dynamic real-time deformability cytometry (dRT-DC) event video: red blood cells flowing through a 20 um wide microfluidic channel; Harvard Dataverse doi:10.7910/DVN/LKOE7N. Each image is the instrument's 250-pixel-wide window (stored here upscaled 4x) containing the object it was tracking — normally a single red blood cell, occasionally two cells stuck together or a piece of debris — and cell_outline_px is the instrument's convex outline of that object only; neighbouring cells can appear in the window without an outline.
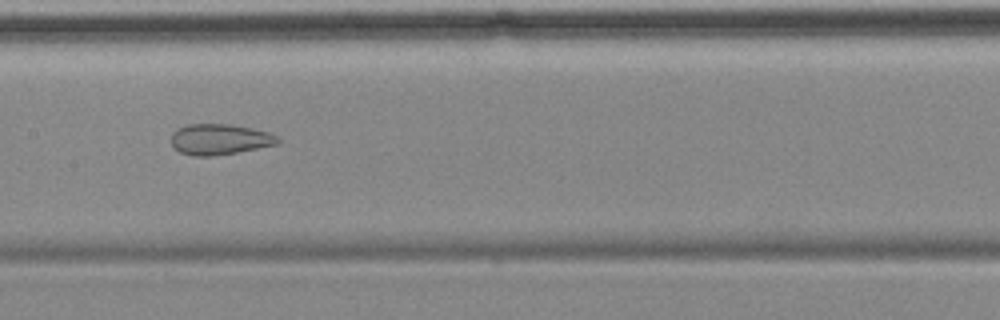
{"species": "common noctule bat (a hibernating species)", "species_latin": "Nyctalus noctula", "temperature_condition": "cold", "stored_images_in_passage": 14, "camera_frame_rate_fps": 3000, "um_per_image_px": 0.085, "animal": {"sex": "female", "body_mass_g": 18.4}, "frame": {"image": 1, "passage_image": 7, "time_ms": 8.0, "image_size_px": [1000, 320], "cell_outline_px": [[280, 140], [276, 144], [236, 152], [212, 156], [196, 156], [180, 152], [172, 144], [172, 132], [188, 124], [232, 124], [252, 128], [268, 132], [276, 136]], "centroid_in_image_um": [18.66, 11.83], "position_along_channel_um": 188.7, "area_um2": 18.79}, "authors_computed_cell_mechanics": {"area_um2": 23.3512, "velocity_mm_per_s": 3.5407, "shape_relaxation_time_tau1_ms": null, "shape_relaxation_time_tau2_ms": 1.7706, "deformation_change_tau1": null, "deformation_change_tau2": 0.0615}}